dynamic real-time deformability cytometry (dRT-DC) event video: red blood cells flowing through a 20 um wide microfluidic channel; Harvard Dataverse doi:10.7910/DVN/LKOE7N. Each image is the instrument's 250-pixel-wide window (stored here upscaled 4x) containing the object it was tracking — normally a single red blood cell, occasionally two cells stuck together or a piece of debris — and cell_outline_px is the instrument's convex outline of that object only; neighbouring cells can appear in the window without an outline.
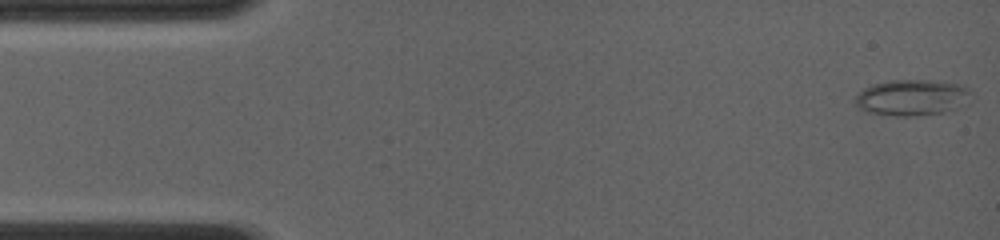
{"species": "common noctule bat (a hibernating species)", "species_latin": "Nyctalus noctula", "temperature_condition": "room temperature", "stored_images_in_passage": 9, "camera_frame_rate_fps": 4000, "um_per_image_px": 0.085, "animal": {"sex": "female", "body_mass_g": 19.0, "forearm_length_mm": 56.7}, "frame": {"image": 1, "passage_image": 1, "time_ms": 0.0, "image_size_px": [1000, 240], "cell_outline_px": [[968, 104], [940, 112], [912, 116], [896, 116], [868, 112], [860, 108], [852, 100], [864, 88], [872, 84], [888, 80], [928, 80], [960, 84], [968, 88]], "centroid_in_image_um": [77.47, 8.28], "position_along_channel_um": 7.5, "area_um2": 24.1}}